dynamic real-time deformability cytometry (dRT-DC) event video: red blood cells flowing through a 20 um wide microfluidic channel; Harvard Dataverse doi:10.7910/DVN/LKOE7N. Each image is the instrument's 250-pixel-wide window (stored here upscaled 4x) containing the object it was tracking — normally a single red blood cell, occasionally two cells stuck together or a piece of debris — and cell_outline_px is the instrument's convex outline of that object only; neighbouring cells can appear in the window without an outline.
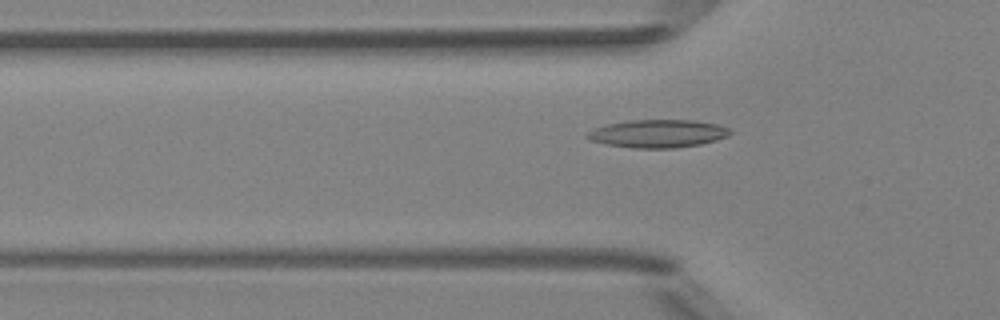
{"species": "Egyptian fruit bat (a non-hibernating species)", "species_latin": "Rousettus aegyptiacus", "temperature_condition": "room temperature", "stored_images_in_passage": 6, "camera_frame_rate_fps": 3000, "um_per_image_px": 0.085, "animal": {"sex": "female"}, "frame": {"image": 1, "passage_image": 6, "time_ms": 6.667, "image_size_px": [1000, 320], "cell_outline_px": [[732, 132], [728, 136], [716, 140], [700, 144], [676, 148], [632, 148], [604, 144], [588, 140], [584, 136], [588, 132], [604, 124], [628, 120], [692, 120], [716, 124], [728, 128]], "centroid_in_image_um": [55.87, 11.36], "position_along_channel_um": 69.9, "area_um2": 23.41}}